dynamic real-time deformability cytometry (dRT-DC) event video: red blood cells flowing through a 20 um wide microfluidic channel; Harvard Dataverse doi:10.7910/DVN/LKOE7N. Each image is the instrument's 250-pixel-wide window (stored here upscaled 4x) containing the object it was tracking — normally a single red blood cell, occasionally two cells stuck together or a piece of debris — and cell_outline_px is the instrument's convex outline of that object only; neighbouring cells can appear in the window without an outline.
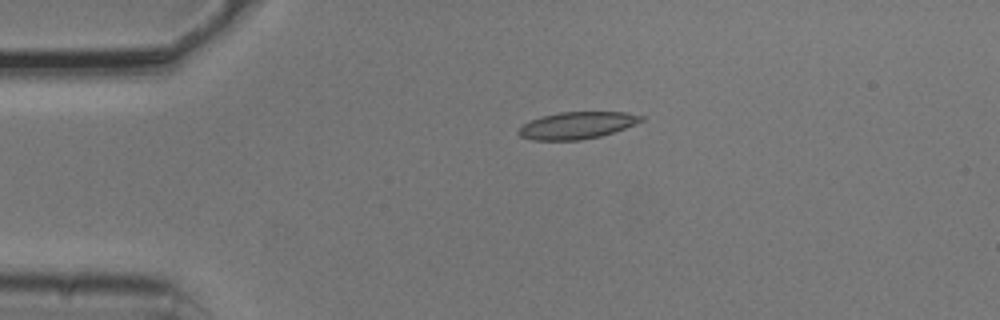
{"species": "common noctule bat (a hibernating species)", "species_latin": "Nyctalus noctula", "temperature_condition": "cold", "stored_images_in_passage": 7, "camera_frame_rate_fps": 3000, "um_per_image_px": 0.085, "animal": {"sex": "male", "body_mass_g": 20.5, "forearm_length_mm": 52.5}, "frame": {"image": 1, "passage_image": 1, "time_ms": 0.0, "image_size_px": [1000, 320], "cell_outline_px": [[644, 120], [624, 128], [600, 136], [580, 140], [532, 140], [520, 136], [516, 132], [524, 124], [532, 120], [544, 116], [560, 112], [624, 112], [644, 116]], "centroid_in_image_um": [49.04, 10.66], "position_along_channel_um": 36.0, "area_um2": 19.02}}